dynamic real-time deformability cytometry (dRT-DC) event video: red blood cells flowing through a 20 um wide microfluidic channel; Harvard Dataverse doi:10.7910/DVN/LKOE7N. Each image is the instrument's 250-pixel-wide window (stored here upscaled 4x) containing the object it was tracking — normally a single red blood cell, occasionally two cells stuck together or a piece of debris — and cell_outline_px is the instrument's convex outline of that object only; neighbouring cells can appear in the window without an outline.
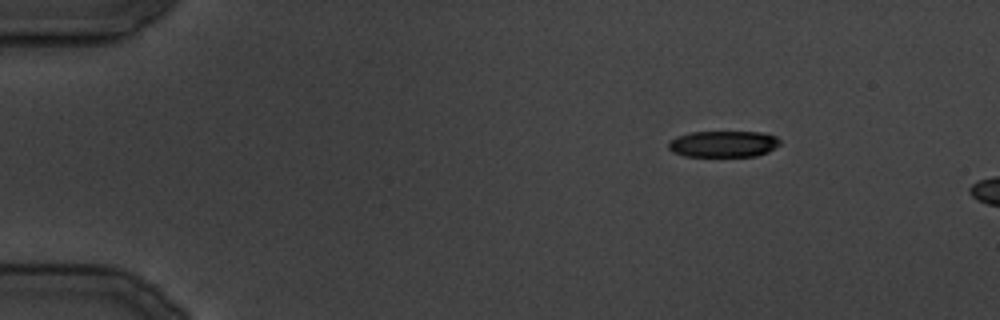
{"species": "common noctule bat (a hibernating species)", "species_latin": "Nyctalus noctula", "temperature_condition": "cold", "stored_images_in_passage": 5, "camera_frame_rate_fps": 3000, "um_per_image_px": 0.085, "animal": {"sex": "male", "body_mass_g": 19.5, "forearm_length_mm": 54.6}, "frame": {"image": 1, "passage_image": 1, "time_ms": 0.0, "image_size_px": [1000, 320], "cell_outline_px": [[780, 144], [768, 152], [756, 156], [684, 156], [672, 152], [668, 148], [668, 144], [676, 136], [692, 132], [760, 132], [776, 136], [780, 140]], "centroid_in_image_um": [61.49, 12.24], "position_along_channel_um": 23.5, "area_um2": 17.11}}